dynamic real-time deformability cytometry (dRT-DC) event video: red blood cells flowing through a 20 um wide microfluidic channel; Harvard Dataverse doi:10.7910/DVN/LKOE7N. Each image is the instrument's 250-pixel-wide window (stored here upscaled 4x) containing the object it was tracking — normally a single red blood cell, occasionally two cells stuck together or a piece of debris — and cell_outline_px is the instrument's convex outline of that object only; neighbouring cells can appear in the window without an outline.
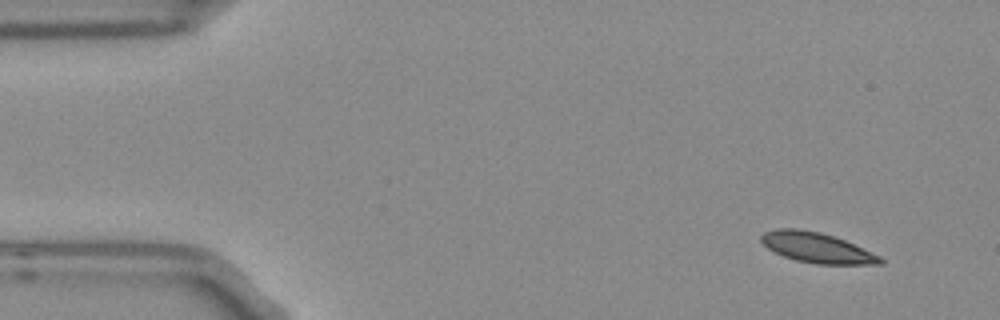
{"species": "Egyptian fruit bat (a non-hibernating species)", "species_latin": "Rousettus aegyptiacus", "temperature_condition": "room temperature", "stored_images_in_passage": 4, "camera_frame_rate_fps": 3000, "um_per_image_px": 0.085, "frame": {"image": 1, "passage_image": 1, "time_ms": 0.0, "image_size_px": [1000, 320], "cell_outline_px": [[884, 264], [816, 264], [796, 260], [784, 256], [768, 248], [760, 240], [760, 236], [764, 232], [776, 228], [800, 228], [820, 232], [844, 240], [880, 256], [884, 260]], "centroid_in_image_um": [69.41, 21.04], "position_along_channel_um": 15.6, "area_um2": 20.81}}
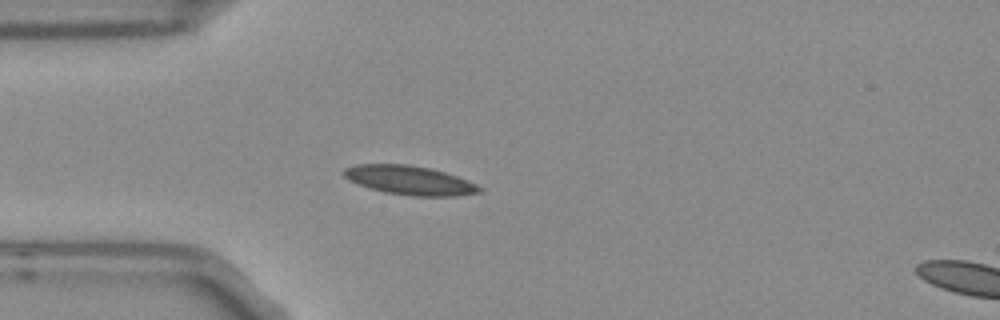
{"frame": {"image": 2, "passage_image": 4, "time_ms": 1.0, "image_size_px": [1000, 320], "cell_outline_px": [[484, 192], [456, 196], [412, 196], [384, 192], [368, 188], [348, 180], [340, 172], [344, 168], [356, 164], [408, 164], [432, 168], [468, 180], [484, 188]], "centroid_in_image_um": [34.82, 15.32], "position_along_channel_um": 50.2, "area_um2": 23.29}}